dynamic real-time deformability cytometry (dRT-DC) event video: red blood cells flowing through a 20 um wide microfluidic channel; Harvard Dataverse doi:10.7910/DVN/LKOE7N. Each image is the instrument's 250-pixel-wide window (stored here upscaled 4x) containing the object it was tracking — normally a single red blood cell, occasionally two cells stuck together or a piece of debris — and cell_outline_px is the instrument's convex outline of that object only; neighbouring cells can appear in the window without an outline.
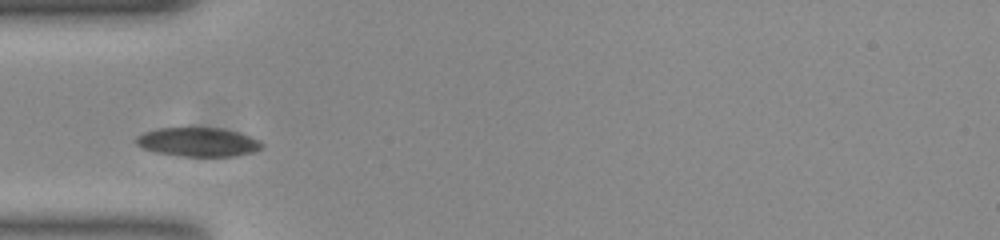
{"species": "common noctule bat (a hibernating species)", "species_latin": "Nyctalus noctula", "temperature_condition": "room temperature", "stored_images_in_passage": 7, "camera_frame_rate_fps": 3000, "um_per_image_px": 0.085, "animal": {"sex": "female", "body_mass_g": 23.0, "forearm_length_mm": 53.4}, "frame": {"image": 1, "passage_image": 1, "time_ms": 0.0, "image_size_px": [1000, 240], "cell_outline_px": [[264, 148], [256, 152], [236, 156], [180, 156], [156, 152], [144, 148], [136, 144], [136, 136], [144, 132], [160, 128], [224, 128], [240, 132], [260, 140], [264, 144]], "centroid_in_image_um": [16.91, 12.07], "position_along_channel_um": 68.1, "area_um2": 21.44}}